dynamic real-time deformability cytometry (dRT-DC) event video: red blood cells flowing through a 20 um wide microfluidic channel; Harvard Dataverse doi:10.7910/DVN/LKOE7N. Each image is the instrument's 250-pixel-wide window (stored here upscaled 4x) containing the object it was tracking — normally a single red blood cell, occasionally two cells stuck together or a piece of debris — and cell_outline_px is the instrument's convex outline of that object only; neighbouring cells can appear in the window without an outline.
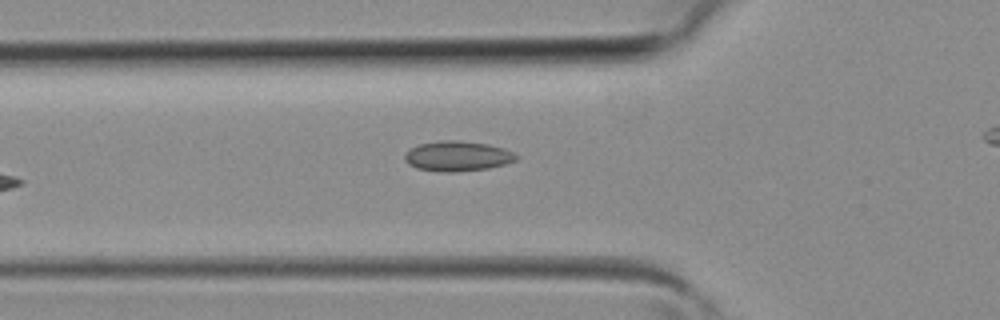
{"species": "common noctule bat (a hibernating species)", "species_latin": "Nyctalus noctula", "temperature_condition": "room temperature", "stored_images_in_passage": 4, "segment_of_instrument_passage": [1, 2], "camera_frame_rate_fps": 3000, "um_per_image_px": 0.085, "animal": {"sex": "female", "body_mass_g": 19.3, "forearm_length_mm": 54.1}, "frame": {"image": 1, "passage_image": 3, "time_ms": 0.667, "image_size_px": [1000, 320], "cell_outline_px": [[520, 156], [516, 160], [504, 164], [488, 168], [456, 172], [440, 172], [416, 168], [408, 164], [404, 160], [404, 156], [412, 148], [420, 144], [440, 140], [452, 140], [488, 144], [504, 148]], "centroid_in_image_um": [38.89, 13.28], "position_along_channel_um": 86.9, "area_um2": 19.48}}